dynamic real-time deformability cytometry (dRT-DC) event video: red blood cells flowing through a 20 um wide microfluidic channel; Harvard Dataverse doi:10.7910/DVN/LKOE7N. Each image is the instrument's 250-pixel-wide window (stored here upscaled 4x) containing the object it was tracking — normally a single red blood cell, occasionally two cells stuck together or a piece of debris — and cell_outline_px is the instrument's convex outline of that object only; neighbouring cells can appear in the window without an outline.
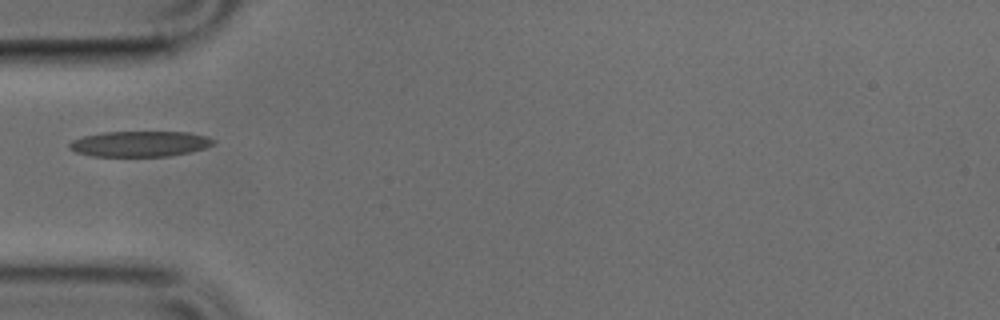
{"species": "common noctule bat (a hibernating species)", "species_latin": "Nyctalus noctula", "temperature_condition": "cold", "stored_images_in_passage": 35, "camera_frame_rate_fps": 3000, "um_per_image_px": 0.085, "animal": {"sex": "male", "body_mass_g": 17.9, "forearm_length_mm": 54.2}, "frame": {"image": 1, "passage_image": 1, "time_ms": 0.0, "image_size_px": [1000, 320], "cell_outline_px": [[216, 144], [204, 148], [188, 152], [168, 156], [92, 156], [76, 152], [68, 148], [68, 144], [72, 140], [84, 136], [104, 132], [188, 132], [208, 136], [216, 140]], "centroid_in_image_um": [11.9, 12.22], "position_along_channel_um": 73.1, "area_um2": 21.5}}
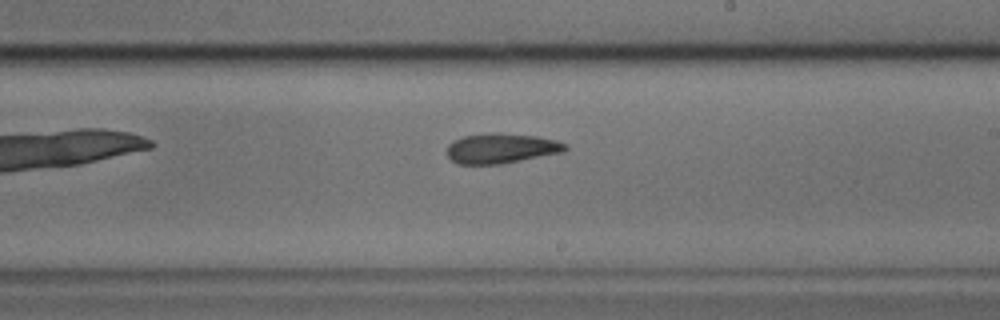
{"frame": {"image": 2, "passage_image": 14, "time_ms": 4.333, "image_size_px": [1000, 320], "cell_outline_px": [[568, 148], [564, 152], [500, 164], [456, 164], [448, 156], [448, 144], [452, 140], [464, 136], [492, 132], [500, 132], [536, 136], [556, 140], [568, 144]], "centroid_in_image_um": [42.62, 12.6], "position_along_channel_um": 246.4, "area_um2": 20.87}}
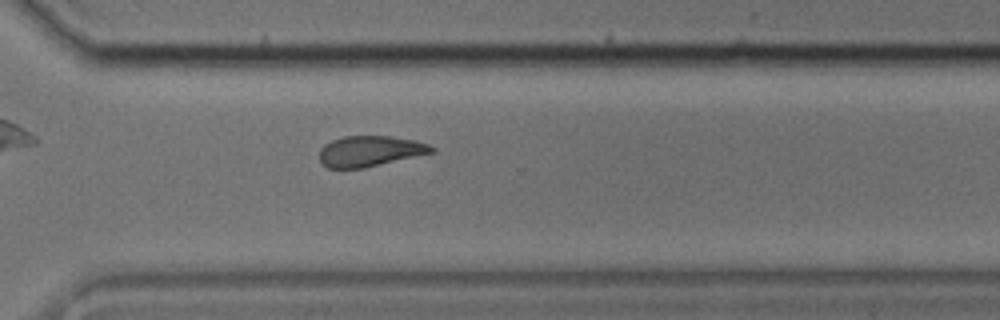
{"frame": {"image": 3, "passage_image": 21, "time_ms": 6.667, "image_size_px": [1000, 320], "cell_outline_px": [[436, 152], [364, 168], [328, 168], [320, 160], [320, 148], [324, 144], [332, 140], [344, 136], [392, 136], [416, 140], [428, 144], [436, 148]], "centroid_in_image_um": [31.49, 12.84], "position_along_channel_um": 339.1, "area_um2": 20.17}}